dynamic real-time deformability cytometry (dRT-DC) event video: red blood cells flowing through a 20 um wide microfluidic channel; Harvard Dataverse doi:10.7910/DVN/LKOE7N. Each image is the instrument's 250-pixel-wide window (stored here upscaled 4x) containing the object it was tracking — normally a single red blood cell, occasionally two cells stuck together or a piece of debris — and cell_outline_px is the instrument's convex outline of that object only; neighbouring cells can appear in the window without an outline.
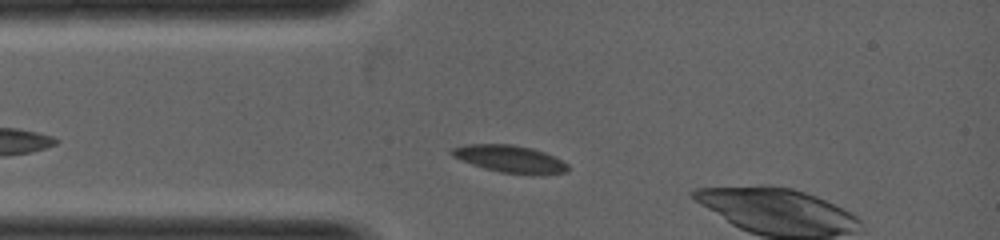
{"species": "common noctule bat (a hibernating species)", "species_latin": "Nyctalus noctula", "temperature_condition": "warm", "stored_images_in_passage": 12, "camera_frame_rate_fps": 5000, "um_per_image_px": 0.085, "animal": {"sex": "female", "body_mass_g": 19.0, "forearm_length_mm": 53.3}, "frame": {"image": 1, "passage_image": 2, "time_ms": 0.4, "image_size_px": [1000, 240], "cell_outline_px": [[568, 172], [544, 176], [536, 176], [500, 172], [484, 168], [472, 164], [452, 156], [448, 152], [452, 148], [464, 144], [512, 144], [532, 148], [544, 152], [568, 164]], "centroid_in_image_um": [43.36, 13.53], "position_along_channel_um": 41.6, "area_um2": 18.79}}
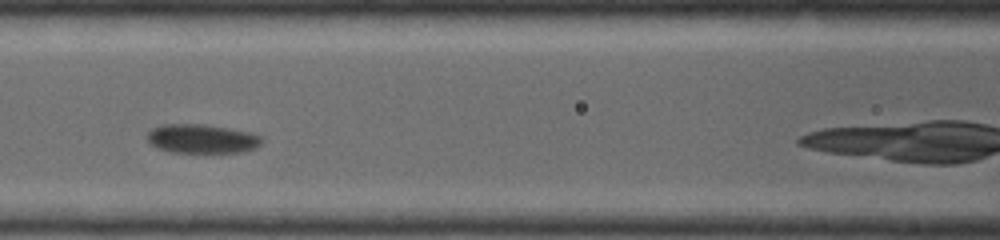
{"frame": {"image": 2, "passage_image": 6, "time_ms": 1.8, "image_size_px": [1000, 240], "cell_outline_px": [[264, 140], [256, 148], [240, 152], [168, 152], [156, 148], [148, 140], [148, 132], [152, 128], [160, 124], [204, 124], [252, 132], [264, 136]], "centroid_in_image_um": [17.19, 11.79], "position_along_channel_um": 149.4, "area_um2": 19.59}}
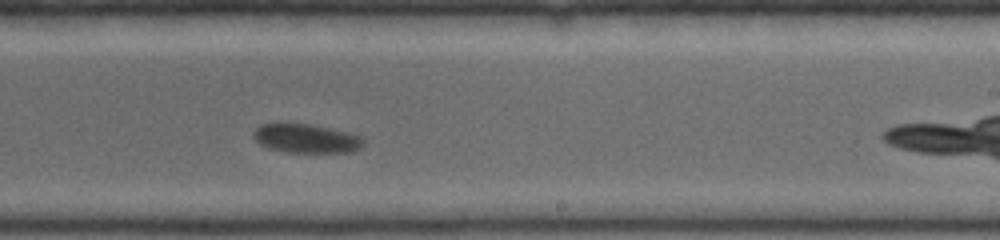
{"frame": {"image": 3, "passage_image": 12, "time_ms": 3.2, "image_size_px": [1000, 240], "cell_outline_px": [[364, 144], [360, 148], [352, 152], [288, 152], [268, 148], [260, 144], [252, 136], [252, 132], [260, 124], [276, 120], [312, 124], [348, 132], [360, 136], [364, 140]], "centroid_in_image_um": [25.95, 11.72], "position_along_channel_um": 263.0, "area_um2": 19.25}}